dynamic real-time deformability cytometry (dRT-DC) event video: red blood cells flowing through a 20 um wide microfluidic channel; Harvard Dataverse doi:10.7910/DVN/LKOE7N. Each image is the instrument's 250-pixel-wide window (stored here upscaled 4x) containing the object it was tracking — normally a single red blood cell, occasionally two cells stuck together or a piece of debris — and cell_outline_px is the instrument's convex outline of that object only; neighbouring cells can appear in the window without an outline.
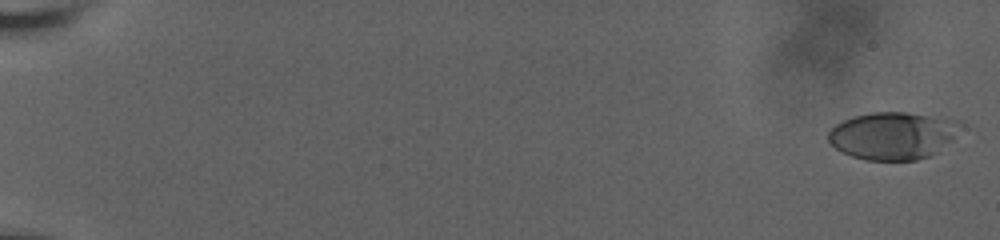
{"species": "human", "species_latin": "Homo sapiens", "temperature_condition": "room temperature", "stored_images_in_passage": 9, "camera_frame_rate_fps": 3000, "um_per_image_px": 0.085, "donor": {"sex": "male"}, "frame": {"image": 1, "passage_image": 1, "time_ms": 0.0, "image_size_px": [1000, 240], "cell_outline_px": [[952, 140], [936, 152], [928, 156], [916, 160], [864, 160], [852, 156], [836, 148], [828, 140], [828, 132], [836, 124], [844, 120], [856, 116], [872, 112], [904, 112], [924, 116], [948, 124], [952, 136]], "centroid_in_image_um": [75.65, 11.58], "position_along_channel_um": 9.4, "area_um2": 34.39}}
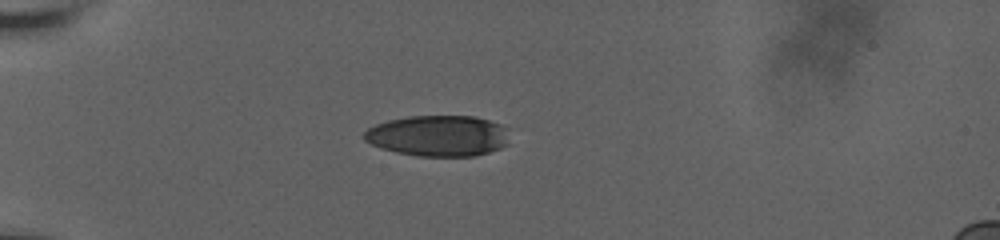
{"frame": {"image": 2, "passage_image": 7, "time_ms": 6.0, "image_size_px": [1000, 240], "cell_outline_px": [[508, 144], [500, 148], [476, 156], [420, 156], [396, 152], [380, 148], [364, 140], [364, 132], [368, 128], [376, 124], [388, 120], [408, 116], [476, 116], [500, 124], [508, 128]], "centroid_in_image_um": [37.27, 11.54], "position_along_channel_um": 47.7, "area_um2": 34.85}}
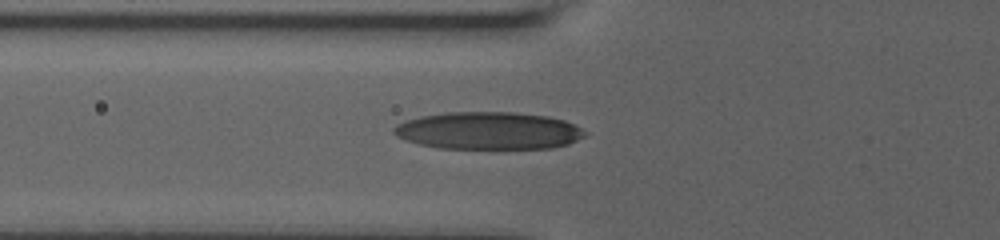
{"frame": {"image": 3, "passage_image": 9, "time_ms": 8.0, "image_size_px": [1000, 240], "cell_outline_px": [[588, 132], [584, 136], [568, 144], [552, 148], [440, 148], [420, 144], [396, 136], [392, 132], [392, 128], [396, 124], [420, 116], [448, 112], [512, 112], [548, 116], [564, 120]], "centroid_in_image_um": [41.51, 11.1], "position_along_channel_um": 84.3, "area_um2": 41.5}}